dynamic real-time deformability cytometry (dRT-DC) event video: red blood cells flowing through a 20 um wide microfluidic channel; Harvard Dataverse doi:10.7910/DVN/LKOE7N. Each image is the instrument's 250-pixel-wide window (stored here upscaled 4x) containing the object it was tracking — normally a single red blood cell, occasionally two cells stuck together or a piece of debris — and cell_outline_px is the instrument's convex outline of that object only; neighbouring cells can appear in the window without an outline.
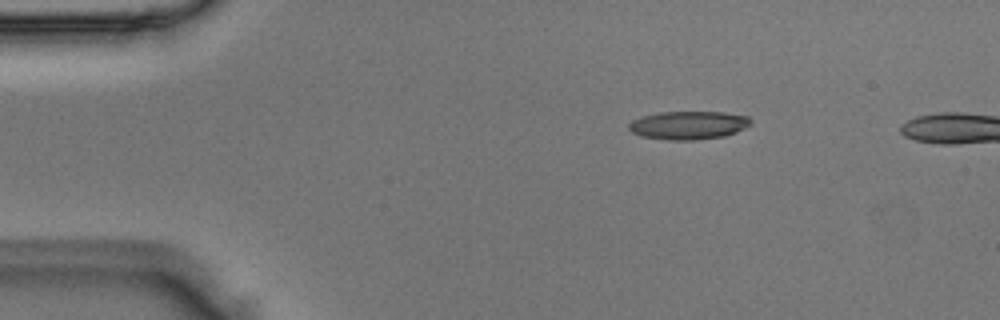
{"species": "Egyptian fruit bat (a non-hibernating species)", "species_latin": "Rousettus aegyptiacus", "temperature_condition": "room temperature", "stored_images_in_passage": 40, "camera_frame_rate_fps": 3000, "um_per_image_px": 0.085, "animal": {"sex": "male"}, "frame": {"image": 1, "passage_image": 1, "time_ms": 0.0, "image_size_px": [1000, 320], "cell_outline_px": [[752, 124], [736, 132], [724, 136], [692, 140], [668, 140], [640, 136], [632, 132], [628, 128], [628, 124], [632, 120], [644, 116], [660, 112], [724, 112], [748, 116], [752, 120]], "centroid_in_image_um": [58.53, 10.64], "position_along_channel_um": 26.5, "area_um2": 20.11}}
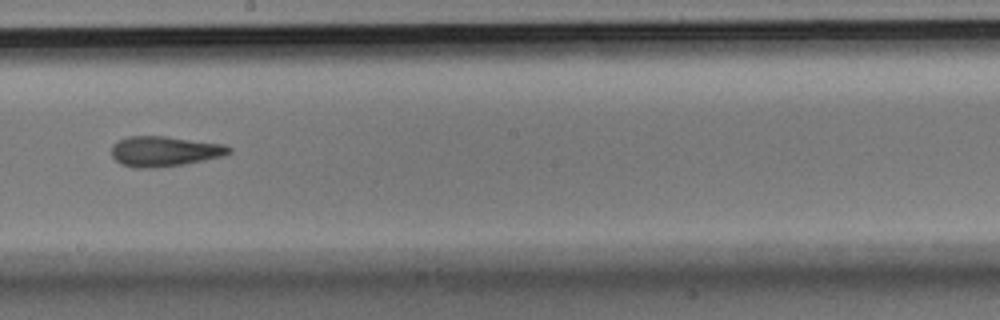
{"frame": {"image": 2, "passage_image": 21, "time_ms": 6.667, "image_size_px": [1000, 320], "cell_outline_px": [[232, 152], [224, 156], [184, 164], [152, 168], [136, 168], [120, 164], [112, 156], [112, 144], [128, 136], [164, 136], [224, 144], [232, 148]], "centroid_in_image_um": [13.99, 12.86], "position_along_channel_um": 234.2, "area_um2": 20.69}}
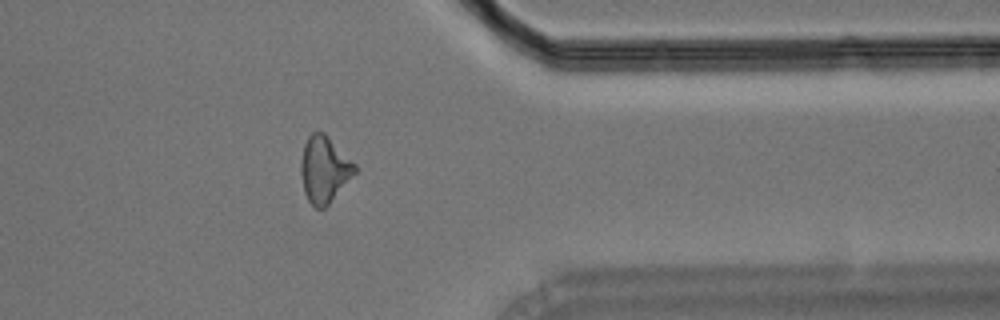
{"frame": {"image": 3, "passage_image": 33, "time_ms": 10.667, "image_size_px": [1000, 320], "cell_outline_px": [[356, 172], [328, 204], [324, 208], [316, 208], [308, 200], [304, 192], [300, 172], [300, 160], [304, 144], [308, 136], [312, 132], [324, 132], [356, 164]], "centroid_in_image_um": [27.54, 14.38], "position_along_channel_um": 383.9, "area_um2": 20.75}}